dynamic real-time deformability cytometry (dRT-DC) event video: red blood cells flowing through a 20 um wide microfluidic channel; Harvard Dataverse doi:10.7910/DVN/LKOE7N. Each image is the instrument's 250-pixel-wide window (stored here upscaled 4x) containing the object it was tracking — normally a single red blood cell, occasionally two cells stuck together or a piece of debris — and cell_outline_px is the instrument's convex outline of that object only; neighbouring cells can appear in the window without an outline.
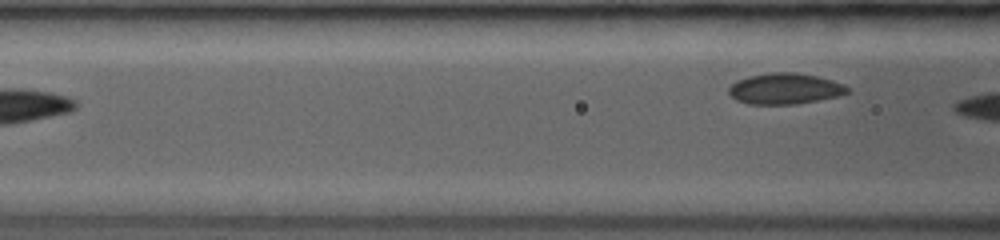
{"species": "common noctule bat (a hibernating species)", "species_latin": "Nyctalus noctula", "temperature_condition": "room temperature", "stored_images_in_passage": 5, "camera_frame_rate_fps": 3500, "um_per_image_px": 0.085, "animal": {"sex": "female", "body_mass_g": 19.0, "forearm_length_mm": 53.3}, "frame": {"image": 1, "passage_image": 5, "time_ms": 4.286, "image_size_px": [1000, 240], "cell_outline_px": [[848, 92], [836, 96], [816, 100], [792, 104], [752, 104], [736, 100], [728, 92], [728, 88], [736, 80], [748, 76], [772, 72], [792, 72], [816, 76], [832, 80], [844, 84], [848, 88]], "centroid_in_image_um": [66.67, 7.53], "position_along_channel_um": 99.9, "area_um2": 21.1}}